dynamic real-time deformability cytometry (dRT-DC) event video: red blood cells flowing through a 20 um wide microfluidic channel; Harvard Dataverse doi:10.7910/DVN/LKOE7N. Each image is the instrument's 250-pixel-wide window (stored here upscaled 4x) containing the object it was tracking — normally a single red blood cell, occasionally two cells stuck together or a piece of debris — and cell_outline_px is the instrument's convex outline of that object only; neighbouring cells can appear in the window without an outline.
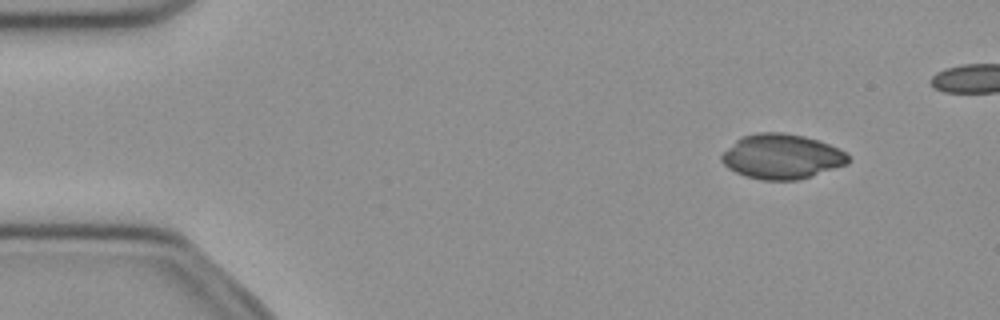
{"species": "common noctule bat (a hibernating species)", "species_latin": "Nyctalus noctula", "temperature_condition": "cold", "stored_images_in_passage": 45, "camera_frame_rate_fps": 3000, "um_per_image_px": 0.085, "animal": {"sex": "female", "body_mass_g": 21.9}, "frame": {"image": 1, "passage_image": 5, "time_ms": 1.333, "image_size_px": [1000, 320], "cell_outline_px": [[848, 164], [796, 180], [760, 180], [744, 176], [728, 168], [720, 160], [720, 156], [740, 136], [756, 132], [784, 132], [804, 136], [840, 148], [848, 156]], "centroid_in_image_um": [66.41, 13.29], "position_along_channel_um": 18.6, "area_um2": 33.0}}
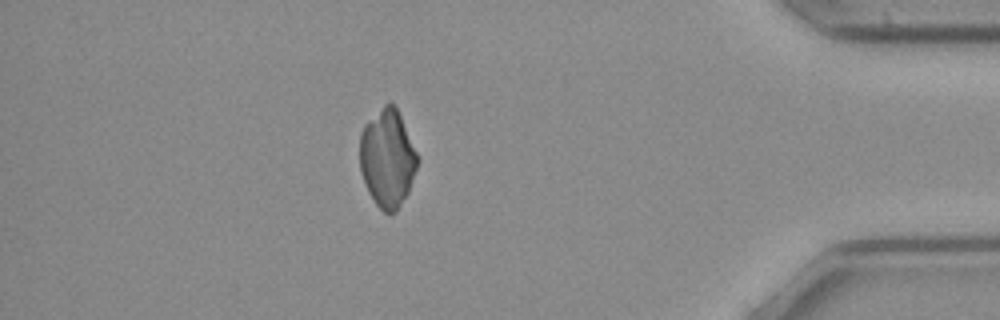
{"frame": {"image": 2, "passage_image": 44, "time_ms": 14.333, "image_size_px": [1000, 320], "cell_outline_px": [[420, 160], [408, 192], [396, 212], [388, 216], [376, 204], [368, 192], [364, 184], [360, 172], [360, 132], [364, 124], [384, 104], [392, 104], [396, 108], [400, 116]], "centroid_in_image_um": [32.91, 13.5], "position_along_channel_um": 402.3, "area_um2": 32.95}}